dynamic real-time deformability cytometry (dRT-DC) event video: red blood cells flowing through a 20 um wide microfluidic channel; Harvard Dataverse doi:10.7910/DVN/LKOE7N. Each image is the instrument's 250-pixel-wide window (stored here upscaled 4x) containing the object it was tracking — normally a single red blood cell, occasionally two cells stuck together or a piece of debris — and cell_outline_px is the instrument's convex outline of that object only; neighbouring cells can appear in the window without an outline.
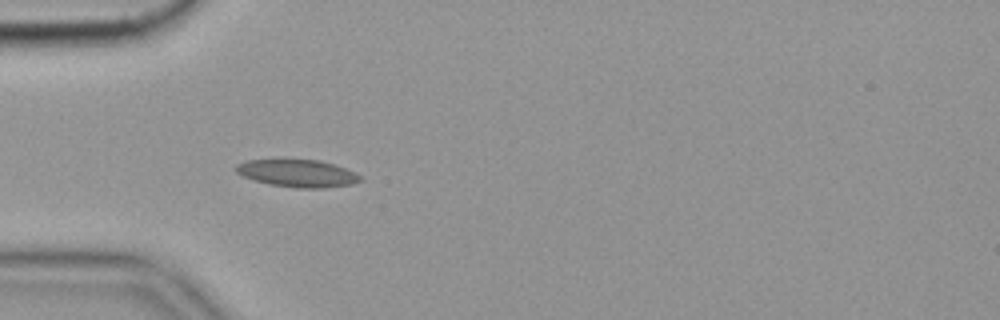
{"species": "common noctule bat (a hibernating species)", "species_latin": "Nyctalus noctula", "temperature_condition": "cold", "stored_images_in_passage": 56, "camera_frame_rate_fps": 3000, "um_per_image_px": 0.085, "animal": {"sex": "female", "body_mass_g": 19.9}, "frame": {"image": 1, "passage_image": 17, "time_ms": 5.333, "image_size_px": [1000, 320], "cell_outline_px": [[364, 180], [352, 184], [324, 188], [296, 188], [268, 184], [244, 176], [236, 172], [236, 164], [248, 160], [280, 156], [284, 156], [320, 160], [356, 172]], "centroid_in_image_um": [25.26, 14.67], "position_along_channel_um": 59.7, "area_um2": 20.81}}
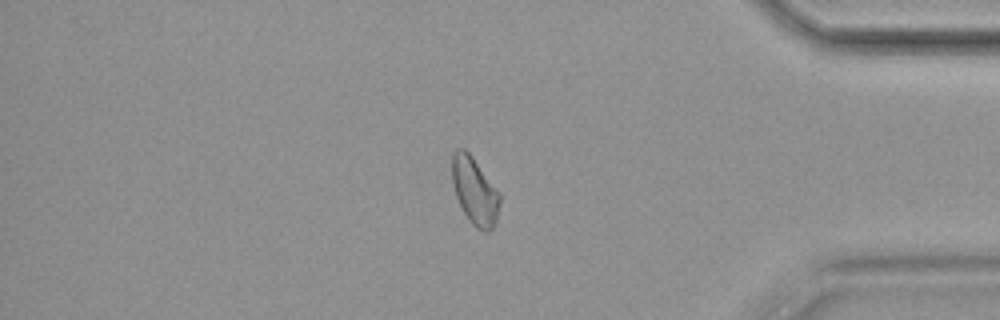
{"frame": {"image": 2, "passage_image": 48, "time_ms": 15.667, "image_size_px": [1000, 320], "cell_outline_px": [[500, 200], [496, 224], [488, 232], [484, 232], [476, 228], [472, 224], [464, 212], [456, 196], [452, 184], [452, 156], [456, 148], [464, 148], [472, 156], [500, 192]], "centroid_in_image_um": [40.36, 16.24], "position_along_channel_um": 394.8, "area_um2": 18.79}, "authors_computed_cell_mechanics": {"area_um2": 18.9584, "velocity_mm_per_s": 3.5302, "shape_relaxation_time_tau1_ms": null, "shape_relaxation_time_tau2_ms": 4.0263, "deformation_change_tau1": null, "deformation_change_tau2": 0.0967}}